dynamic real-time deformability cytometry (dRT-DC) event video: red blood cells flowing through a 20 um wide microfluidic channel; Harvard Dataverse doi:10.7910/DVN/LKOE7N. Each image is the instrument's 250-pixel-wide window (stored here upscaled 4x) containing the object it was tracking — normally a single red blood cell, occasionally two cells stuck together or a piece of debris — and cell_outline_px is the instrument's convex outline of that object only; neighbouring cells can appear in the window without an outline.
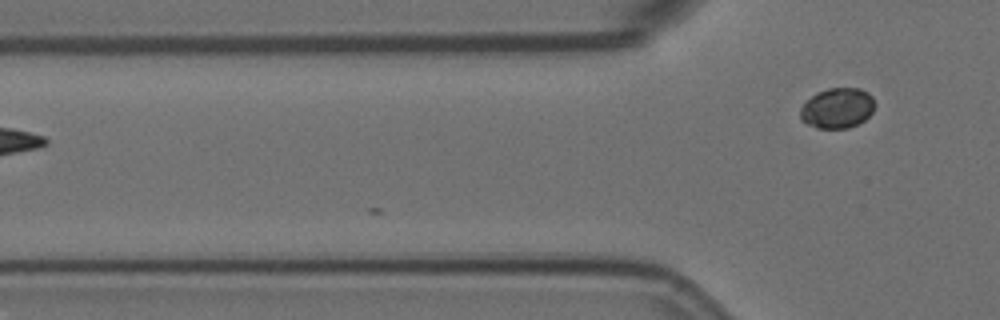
{"species": "Egyptian fruit bat (a non-hibernating species)", "species_latin": "Rousettus aegyptiacus", "temperature_condition": "room temperature", "stored_images_in_passage": 4, "camera_frame_rate_fps": 3000, "um_per_image_px": 0.085, "animal": {"sex": "female"}, "frame": {"image": 1, "passage_image": 4, "time_ms": 1.0, "image_size_px": [1000, 320], "cell_outline_px": [[876, 104], [872, 112], [864, 120], [848, 128], [816, 128], [800, 120], [800, 108], [816, 92], [828, 88], [860, 88], [868, 92], [872, 96]], "centroid_in_image_um": [71.18, 9.18], "position_along_channel_um": 54.6, "area_um2": 17.57}}